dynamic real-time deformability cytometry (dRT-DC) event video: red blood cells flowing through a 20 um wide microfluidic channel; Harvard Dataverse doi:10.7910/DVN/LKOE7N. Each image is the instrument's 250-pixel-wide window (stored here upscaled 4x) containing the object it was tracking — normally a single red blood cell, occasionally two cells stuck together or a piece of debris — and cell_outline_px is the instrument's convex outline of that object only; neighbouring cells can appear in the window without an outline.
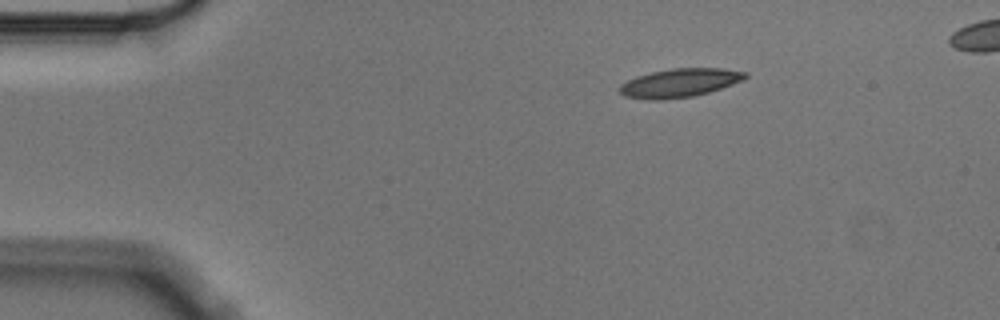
{"species": "Egyptian fruit bat (a non-hibernating species)", "species_latin": "Rousettus aegyptiacus", "temperature_condition": "cold", "stored_images_in_passage": 3, "segment_of_instrument_passage": [1, 2], "camera_frame_rate_fps": 3000, "um_per_image_px": 0.085, "animal": {"sex": "male"}, "frame": {"image": 1, "passage_image": 1, "time_ms": 0.0, "image_size_px": [1000, 320], "cell_outline_px": [[748, 76], [744, 80], [708, 92], [692, 96], [660, 100], [648, 100], [624, 96], [620, 92], [620, 84], [636, 76], [652, 72], [672, 68], [724, 68], [748, 72]], "centroid_in_image_um": [57.78, 7.04], "position_along_channel_um": 27.2, "area_um2": 20.92}}